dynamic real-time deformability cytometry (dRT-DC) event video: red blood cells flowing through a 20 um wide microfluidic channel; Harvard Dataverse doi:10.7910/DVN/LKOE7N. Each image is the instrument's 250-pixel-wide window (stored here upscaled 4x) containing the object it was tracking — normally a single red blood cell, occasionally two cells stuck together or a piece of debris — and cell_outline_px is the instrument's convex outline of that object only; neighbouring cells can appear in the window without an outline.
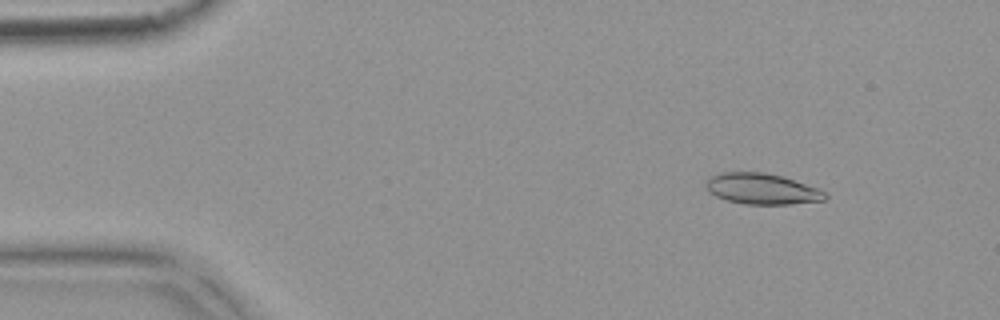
{"species": "common noctule bat (a hibernating species)", "species_latin": "Nyctalus noctula", "temperature_condition": "warm", "stored_images_in_passage": 3, "camera_frame_rate_fps": 3000, "um_per_image_px": 0.085, "animal": {"sex": "female", "body_mass_g": 18.4}, "frame": {"image": 1, "passage_image": 1, "time_ms": 0.0, "image_size_px": [1000, 320], "cell_outline_px": [[828, 196], [824, 200], [788, 204], [744, 204], [728, 200], [716, 196], [708, 192], [704, 184], [712, 176], [720, 172], [764, 172], [780, 176], [816, 188], [824, 192]], "centroid_in_image_um": [64.71, 16.05], "position_along_channel_um": 20.3, "area_um2": 21.1}}